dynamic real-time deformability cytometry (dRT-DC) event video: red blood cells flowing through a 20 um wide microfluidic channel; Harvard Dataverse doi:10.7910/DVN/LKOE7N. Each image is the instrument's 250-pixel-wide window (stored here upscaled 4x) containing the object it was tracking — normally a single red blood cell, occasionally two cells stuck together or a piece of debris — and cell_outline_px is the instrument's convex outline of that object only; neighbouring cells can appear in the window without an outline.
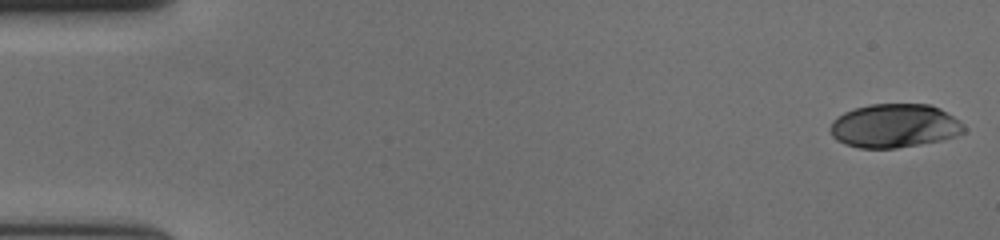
{"species": "human", "species_latin": "Homo sapiens", "temperature_condition": "cold", "stored_images_in_passage": 57, "camera_frame_rate_fps": 3000, "um_per_image_px": 0.085, "donor": {"sex": "female"}, "frame": {"image": 1, "passage_image": 1, "time_ms": 0.0, "image_size_px": [1000, 240], "cell_outline_px": [[964, 132], [956, 136], [940, 140], [920, 144], [896, 148], [860, 148], [844, 144], [836, 140], [832, 136], [828, 128], [832, 120], [836, 116], [844, 112], [868, 104], [928, 104], [940, 108], [960, 120], [964, 124]], "centroid_in_image_um": [76.0, 10.69], "position_along_channel_um": 9.0, "area_um2": 34.33}}
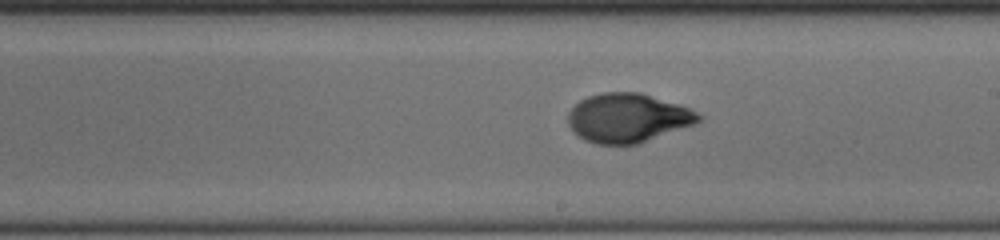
{"frame": {"image": 2, "passage_image": 33, "time_ms": 10.667, "image_size_px": [1000, 240], "cell_outline_px": [[704, 116], [696, 124], [636, 144], [596, 144], [584, 140], [572, 132], [568, 124], [568, 112], [580, 100], [588, 96], [604, 92], [640, 92], [680, 104]], "centroid_in_image_um": [53.35, 10.02], "position_along_channel_um": 235.6, "area_um2": 37.4}}
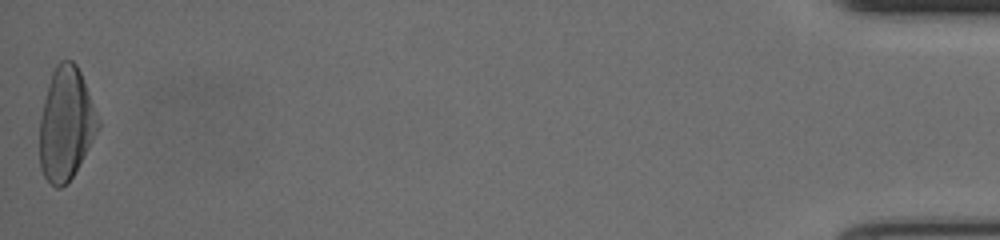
{"frame": {"image": 3, "passage_image": 57, "time_ms": 18.667, "image_size_px": [1000, 240], "cell_outline_px": [[100, 128], [72, 176], [60, 188], [56, 188], [44, 176], [40, 168], [40, 120], [44, 100], [48, 84], [52, 72], [56, 64], [60, 60], [72, 60], [76, 64], [80, 72], [100, 120]], "centroid_in_image_um": [5.61, 10.51], "position_along_channel_um": 429.6, "area_um2": 38.03}, "authors_computed_cell_mechanics": {"area_um2": 36.5296, "velocity_mm_per_s": 3.6518, "shape_relaxation_time_tau1_ms": 3.6477, "shape_relaxation_time_tau2_ms": 1.0427, "deformation_change_tau1": 0.1959, "deformation_change_tau2": 0.0501}}